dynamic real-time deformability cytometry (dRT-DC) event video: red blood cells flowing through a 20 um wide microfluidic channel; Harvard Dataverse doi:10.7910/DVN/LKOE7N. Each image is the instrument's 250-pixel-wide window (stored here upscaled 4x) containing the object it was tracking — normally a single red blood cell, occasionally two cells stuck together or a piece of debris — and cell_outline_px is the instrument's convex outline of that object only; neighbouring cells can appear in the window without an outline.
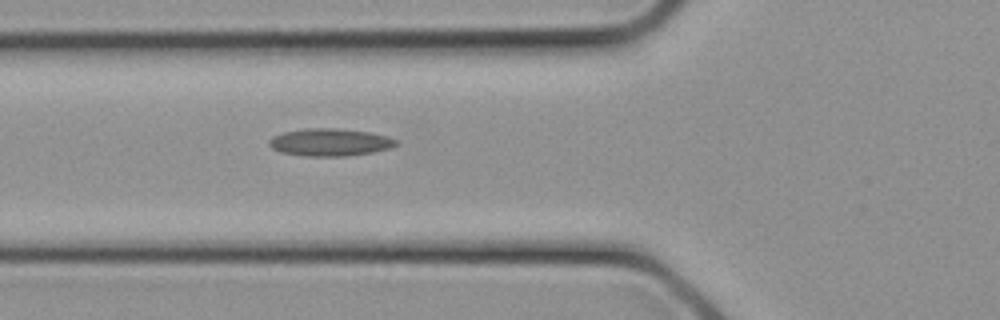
{"species": "common noctule bat (a hibernating species)", "species_latin": "Nyctalus noctula", "temperature_condition": "cold", "stored_images_in_passage": 5, "camera_frame_rate_fps": 3000, "um_per_image_px": 0.085, "animal": {"sex": "female", "body_mass_g": 21.9}, "frame": {"image": 1, "passage_image": 5, "time_ms": 1.333, "image_size_px": [1000, 320], "cell_outline_px": [[400, 144], [392, 148], [372, 152], [348, 156], [304, 156], [280, 152], [272, 148], [268, 144], [268, 140], [272, 136], [284, 132], [308, 128], [340, 128], [372, 132], [388, 136], [396, 140]], "centroid_in_image_um": [28.08, 12.09], "position_along_channel_um": 97.7, "area_um2": 20.63}}